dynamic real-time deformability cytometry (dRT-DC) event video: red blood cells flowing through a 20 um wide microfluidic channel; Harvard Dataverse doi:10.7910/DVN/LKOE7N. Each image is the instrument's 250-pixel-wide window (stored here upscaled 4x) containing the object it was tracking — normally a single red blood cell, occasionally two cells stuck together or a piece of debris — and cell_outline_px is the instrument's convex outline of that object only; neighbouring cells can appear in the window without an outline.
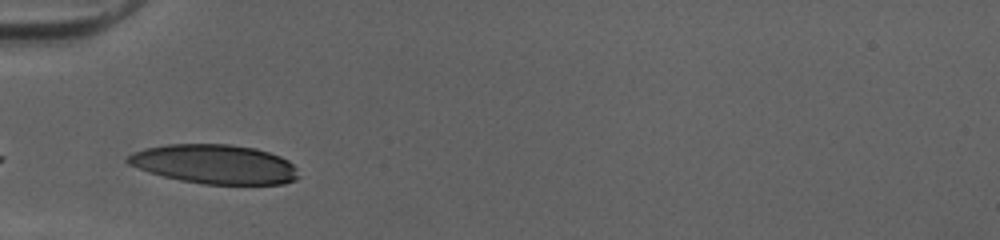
{"species": "human", "species_latin": "Homo sapiens", "temperature_condition": "cold", "stored_images_in_passage": 22, "camera_frame_rate_fps": 3000, "um_per_image_px": 0.085, "donor": {"sex": "female"}, "frame": {"image": 1, "passage_image": 1, "time_ms": 0.0, "image_size_px": [1000, 240], "cell_outline_px": [[300, 176], [296, 180], [284, 184], [204, 184], [180, 180], [148, 172], [128, 164], [124, 160], [128, 156], [136, 152], [148, 148], [168, 144], [228, 144], [256, 148], [280, 156], [288, 160], [296, 168]], "centroid_in_image_um": [18.28, 13.96], "position_along_channel_um": 66.7, "area_um2": 39.02}}
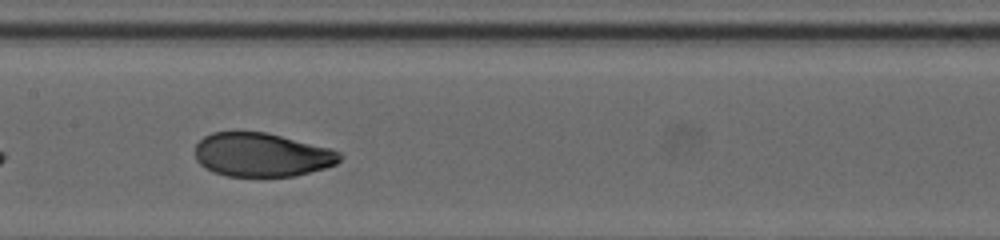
{"frame": {"image": 2, "passage_image": 10, "time_ms": 3.0, "image_size_px": [1000, 240], "cell_outline_px": [[344, 156], [336, 164], [324, 168], [296, 176], [228, 176], [212, 172], [204, 168], [196, 160], [196, 144], [204, 136], [212, 132], [264, 132], [328, 148], [340, 152]], "centroid_in_image_um": [22.23, 13.17], "position_along_channel_um": 185.2, "area_um2": 36.7}}
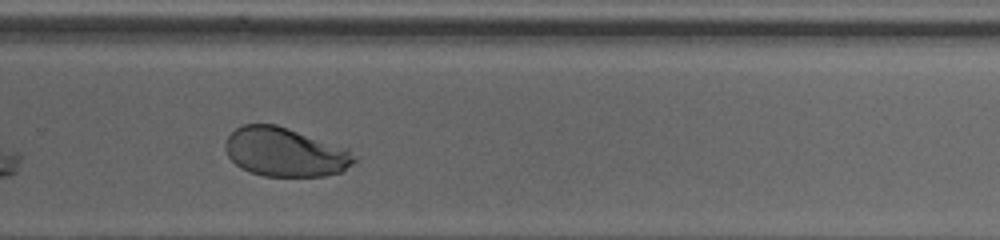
{"frame": {"image": 3, "passage_image": 19, "time_ms": 6.0, "image_size_px": [1000, 240], "cell_outline_px": [[360, 156], [344, 172], [324, 176], [264, 176], [248, 172], [240, 168], [228, 156], [224, 148], [224, 144], [228, 136], [236, 128], [244, 124], [276, 124], [348, 148]], "centroid_in_image_um": [24.27, 12.94], "position_along_channel_um": 305.5, "area_um2": 37.22}}